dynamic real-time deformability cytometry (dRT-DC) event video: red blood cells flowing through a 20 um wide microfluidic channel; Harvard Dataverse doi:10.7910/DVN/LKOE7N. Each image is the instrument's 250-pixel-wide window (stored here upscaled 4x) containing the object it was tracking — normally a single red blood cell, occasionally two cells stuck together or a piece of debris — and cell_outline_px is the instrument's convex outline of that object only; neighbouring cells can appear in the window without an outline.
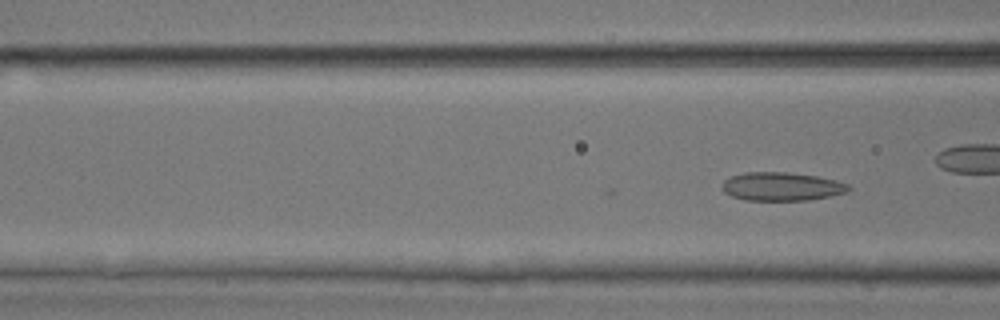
{"species": "common noctule bat (a hibernating species)", "species_latin": "Nyctalus noctula", "temperature_condition": "room temperature", "stored_images_in_passage": 5, "camera_frame_rate_fps": 3000, "um_per_image_px": 0.085, "animal": {"sex": "male", "body_mass_g": 17.9, "forearm_length_mm": 54.2}, "frame": {"image": 1, "passage_image": 5, "time_ms": 1.333, "image_size_px": [1000, 320], "cell_outline_px": [[852, 188], [848, 192], [808, 200], [744, 200], [732, 196], [724, 192], [720, 188], [720, 184], [724, 180], [732, 176], [744, 172], [784, 172], [816, 176], [836, 180], [848, 184]], "centroid_in_image_um": [66.41, 15.85], "position_along_channel_um": 100.2, "area_um2": 21.04}}